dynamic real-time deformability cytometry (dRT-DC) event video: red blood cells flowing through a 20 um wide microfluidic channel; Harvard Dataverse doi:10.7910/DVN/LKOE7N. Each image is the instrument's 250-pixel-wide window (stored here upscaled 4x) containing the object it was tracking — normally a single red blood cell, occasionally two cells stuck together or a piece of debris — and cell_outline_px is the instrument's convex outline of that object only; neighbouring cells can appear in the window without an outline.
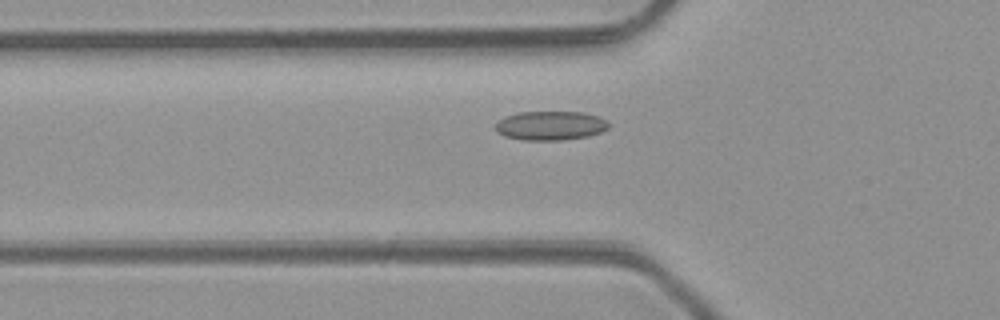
{"species": "common noctule bat (a hibernating species)", "species_latin": "Nyctalus noctula", "temperature_condition": "room temperature", "stored_images_in_passage": 3, "camera_frame_rate_fps": 3000, "um_per_image_px": 0.085, "animal": {"sex": "male", "body_mass_g": 23.1, "forearm_length_mm": 52.7}, "frame": {"image": 1, "passage_image": 3, "time_ms": 3.0, "image_size_px": [1000, 320], "cell_outline_px": [[608, 128], [600, 132], [588, 136], [560, 140], [524, 140], [504, 136], [496, 132], [496, 124], [504, 116], [520, 112], [580, 112], [600, 116], [608, 120]], "centroid_in_image_um": [46.79, 10.67], "position_along_channel_um": 79.0, "area_um2": 19.19}}